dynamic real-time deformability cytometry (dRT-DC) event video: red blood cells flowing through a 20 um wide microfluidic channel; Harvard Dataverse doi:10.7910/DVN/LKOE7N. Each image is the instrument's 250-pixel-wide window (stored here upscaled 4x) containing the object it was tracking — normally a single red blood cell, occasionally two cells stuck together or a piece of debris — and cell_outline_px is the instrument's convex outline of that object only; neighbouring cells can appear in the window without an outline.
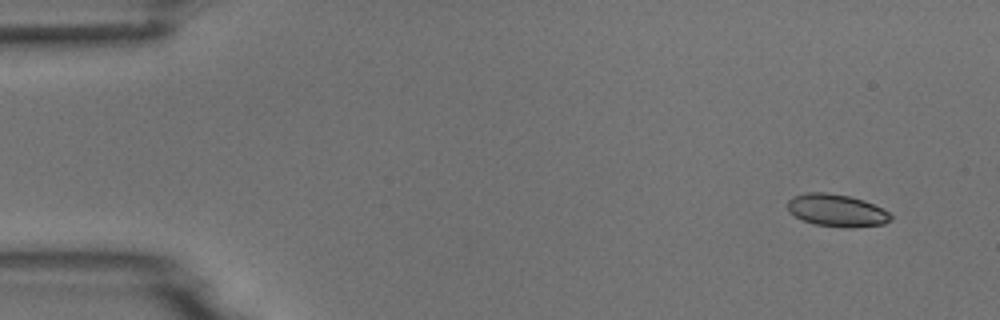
{"species": "common noctule bat (a hibernating species)", "species_latin": "Nyctalus noctula", "temperature_condition": "room temperature", "stored_images_in_passage": 5, "camera_frame_rate_fps": 3000, "um_per_image_px": 0.085, "animal": {"sex": "male", "body_mass_g": 18.8}, "frame": {"image": 1, "passage_image": 1, "time_ms": 0.0, "image_size_px": [1000, 320], "cell_outline_px": [[892, 220], [884, 224], [852, 228], [844, 228], [816, 224], [804, 220], [788, 212], [788, 200], [792, 196], [804, 192], [824, 192], [848, 196], [864, 200], [884, 208], [892, 216]], "centroid_in_image_um": [71.14, 17.88], "position_along_channel_um": 13.9, "area_um2": 19.65}}
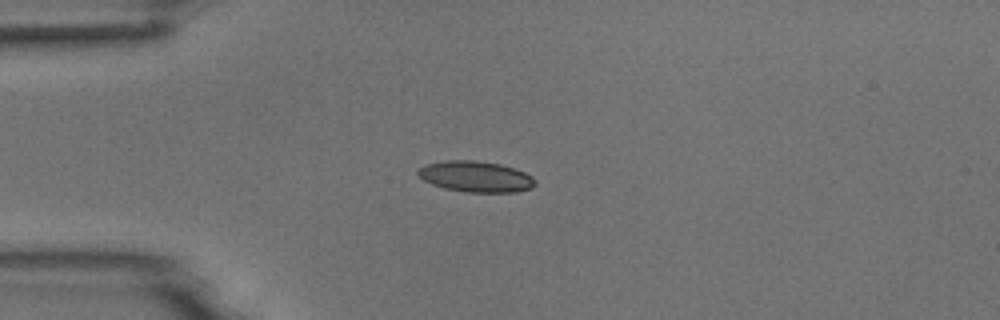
{"frame": {"image": 2, "passage_image": 4, "time_ms": 3.333, "image_size_px": [1000, 320], "cell_outline_px": [[536, 184], [532, 188], [516, 192], [464, 192], [444, 188], [432, 184], [424, 180], [416, 172], [424, 164], [448, 160], [472, 160], [500, 164], [516, 168], [532, 176], [536, 180]], "centroid_in_image_um": [40.46, 15.01], "position_along_channel_um": 44.5, "area_um2": 21.21}}
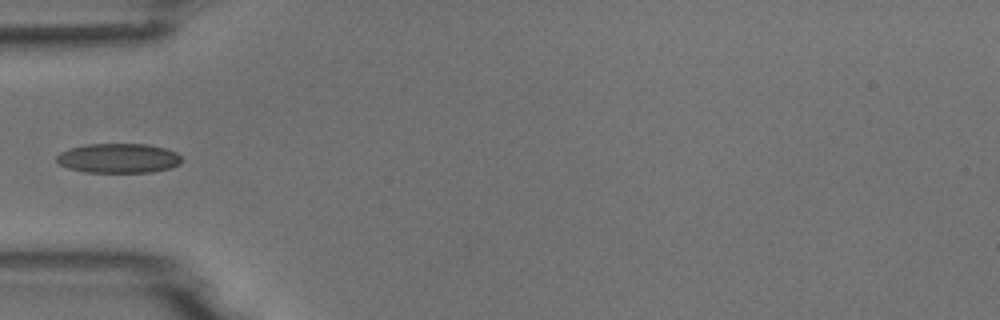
{"frame": {"image": 3, "passage_image": 5, "time_ms": 4.667, "image_size_px": [1000, 320], "cell_outline_px": [[180, 164], [172, 168], [152, 172], [84, 172], [68, 168], [60, 164], [56, 160], [56, 156], [60, 152], [68, 148], [84, 144], [148, 144], [164, 148], [176, 152], [180, 156]], "centroid_in_image_um": [10.05, 13.44], "position_along_channel_um": 75.0, "area_um2": 21.68}}